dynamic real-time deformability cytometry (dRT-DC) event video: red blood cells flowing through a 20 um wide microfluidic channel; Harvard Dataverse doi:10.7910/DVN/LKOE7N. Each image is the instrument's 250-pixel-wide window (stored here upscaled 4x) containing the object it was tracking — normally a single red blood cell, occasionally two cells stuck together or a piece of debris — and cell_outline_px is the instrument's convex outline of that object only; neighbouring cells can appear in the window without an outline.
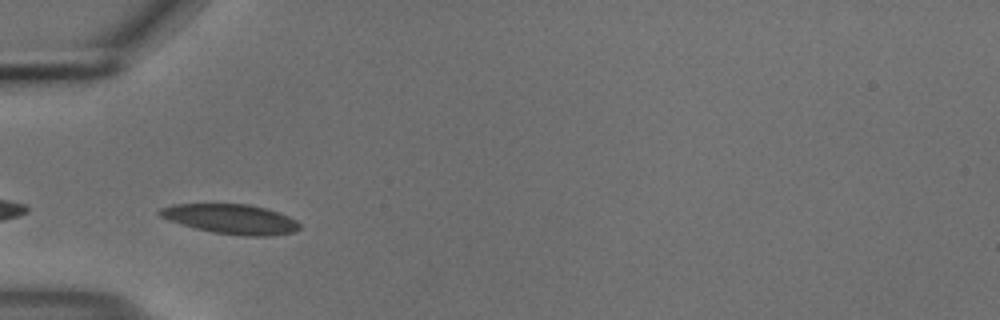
{"species": "common noctule bat (a hibernating species)", "species_latin": "Nyctalus noctula", "temperature_condition": "cold", "stored_images_in_passage": 39, "camera_frame_rate_fps": 3000, "um_per_image_px": 0.085, "animal": {"sex": "male", "body_mass_g": 18.8}, "frame": {"image": 1, "passage_image": 2, "time_ms": 0.333, "image_size_px": [1000, 320], "cell_outline_px": [[300, 228], [296, 232], [268, 236], [244, 236], [212, 232], [196, 228], [160, 216], [156, 212], [160, 208], [172, 204], [248, 204], [280, 212], [296, 220], [300, 224]], "centroid_in_image_um": [19.68, 18.62], "position_along_channel_um": 65.3, "area_um2": 24.1}}
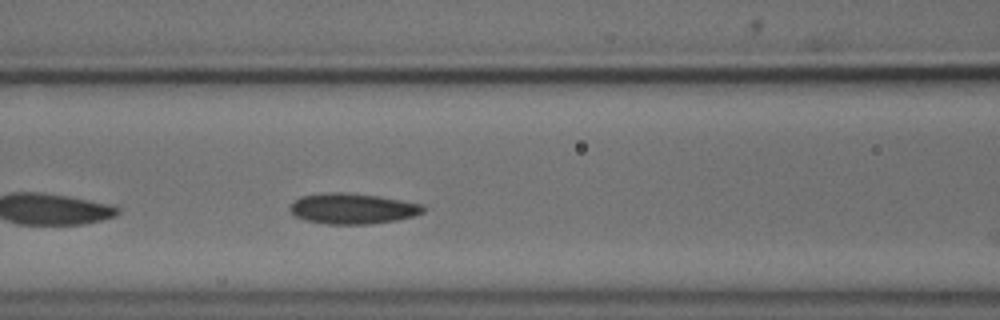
{"frame": {"image": 2, "passage_image": 8, "time_ms": 2.333, "image_size_px": [1000, 320], "cell_outline_px": [[424, 212], [412, 216], [396, 220], [368, 224], [328, 224], [304, 220], [296, 216], [288, 208], [300, 196], [324, 192], [340, 192], [380, 196], [424, 204]], "centroid_in_image_um": [29.97, 17.72], "position_along_channel_um": 136.6, "area_um2": 23.76}}
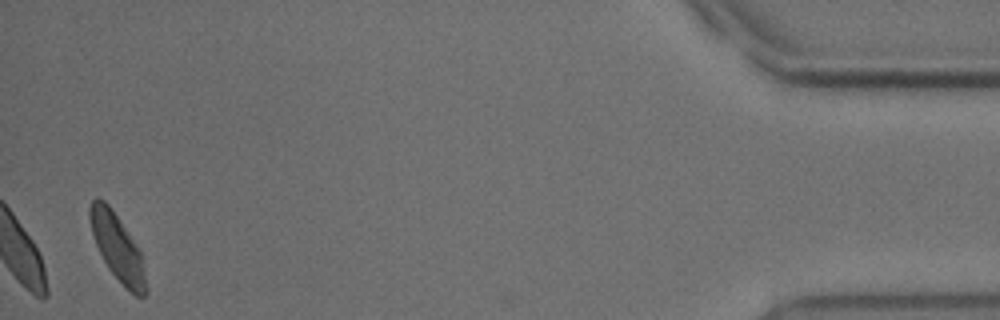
{"frame": {"image": 3, "passage_image": 38, "time_ms": 12.333, "image_size_px": [1000, 320], "cell_outline_px": [[148, 292], [144, 296], [136, 296], [108, 268], [96, 244], [92, 232], [88, 216], [88, 208], [92, 200], [96, 196], [104, 200], [108, 204], [140, 248], [148, 288]], "centroid_in_image_um": [9.99, 21.0], "position_along_channel_um": 425.2, "area_um2": 21.56}, "authors_computed_cell_mechanics": {"area_um2": 23.2356, "velocity_mm_per_s": 3.6582, "shape_relaxation_time_tau1_ms": 3.8161, "shape_relaxation_time_tau2_ms": 1.7139, "deformation_change_tau1": 0.0762, "deformation_change_tau2": 0.069}}